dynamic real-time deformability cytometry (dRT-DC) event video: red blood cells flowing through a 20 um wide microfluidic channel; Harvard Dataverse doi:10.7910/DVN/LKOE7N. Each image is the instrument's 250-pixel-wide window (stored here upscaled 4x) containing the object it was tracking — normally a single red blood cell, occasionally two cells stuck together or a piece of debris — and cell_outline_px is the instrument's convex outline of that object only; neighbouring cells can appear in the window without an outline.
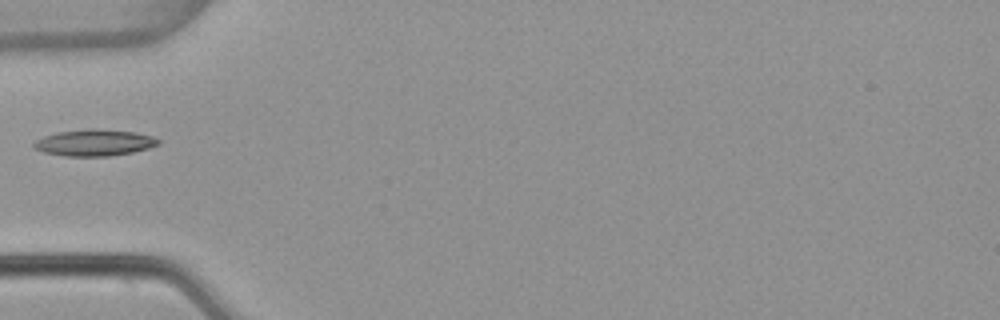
{"species": "common noctule bat (a hibernating species)", "species_latin": "Nyctalus noctula", "temperature_condition": "warm", "stored_images_in_passage": 5, "camera_frame_rate_fps": 3000, "um_per_image_px": 0.085, "animal": {"sex": "female", "body_mass_g": 22.7, "forearm_length_mm": 54.2}, "frame": {"image": 1, "passage_image": 5, "time_ms": 1.333, "image_size_px": [1000, 320], "cell_outline_px": [[160, 144], [148, 148], [132, 152], [108, 156], [64, 156], [44, 152], [32, 148], [32, 144], [36, 140], [44, 136], [56, 132], [88, 128], [100, 128], [136, 132], [152, 136], [160, 140]], "centroid_in_image_um": [8.0, 12.11], "position_along_channel_um": 77.0, "area_um2": 19.42}}